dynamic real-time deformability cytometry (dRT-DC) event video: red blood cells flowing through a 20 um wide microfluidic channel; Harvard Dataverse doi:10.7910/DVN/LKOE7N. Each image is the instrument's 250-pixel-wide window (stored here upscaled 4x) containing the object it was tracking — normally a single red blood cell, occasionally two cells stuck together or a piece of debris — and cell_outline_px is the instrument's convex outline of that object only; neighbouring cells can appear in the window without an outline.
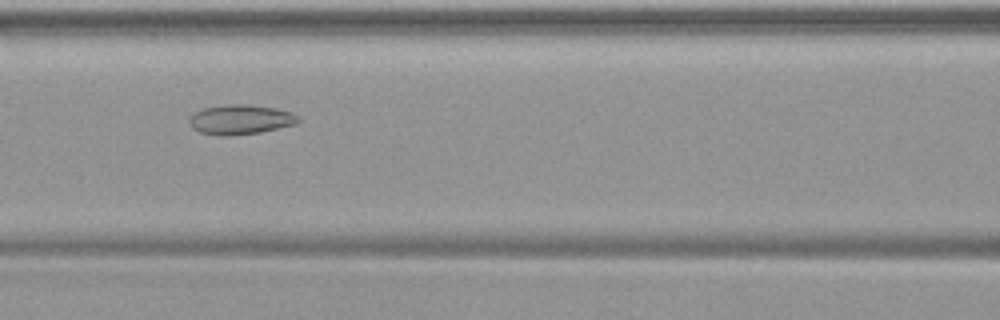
{"species": "common noctule bat (a hibernating species)", "species_latin": "Nyctalus noctula", "temperature_condition": "warm", "stored_images_in_passage": 41, "camera_frame_rate_fps": 3000, "um_per_image_px": 0.085, "animal": {"sex": "female", "body_mass_g": 19.9}, "frame": {"image": 1, "passage_image": 19, "time_ms": 6.0, "image_size_px": [1000, 320], "cell_outline_px": [[300, 120], [296, 124], [260, 132], [228, 136], [220, 136], [200, 132], [192, 128], [188, 124], [188, 116], [204, 108], [228, 104], [244, 104], [276, 108], [292, 112], [300, 116]], "centroid_in_image_um": [20.43, 10.16], "position_along_channel_um": 146.2, "area_um2": 19.02}}
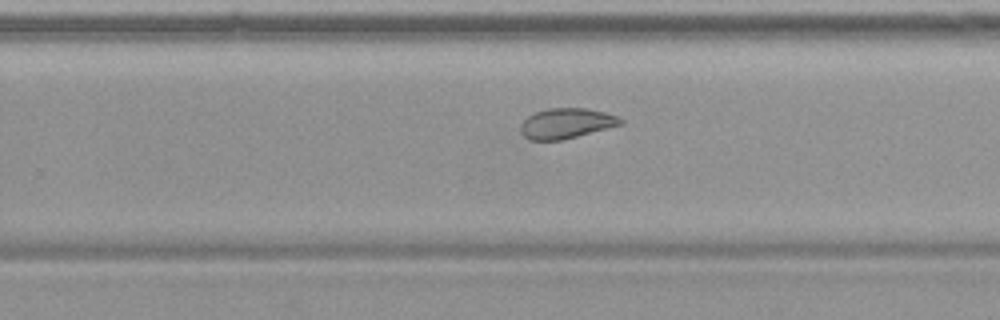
{"frame": {"image": 2, "passage_image": 29, "time_ms": 9.333, "image_size_px": [1000, 320], "cell_outline_px": [[624, 124], [560, 140], [528, 140], [520, 132], [520, 124], [528, 116], [536, 112], [548, 108], [588, 108], [620, 116], [624, 120]], "centroid_in_image_um": [48.15, 10.48], "position_along_channel_um": 281.7, "area_um2": 17.69}}
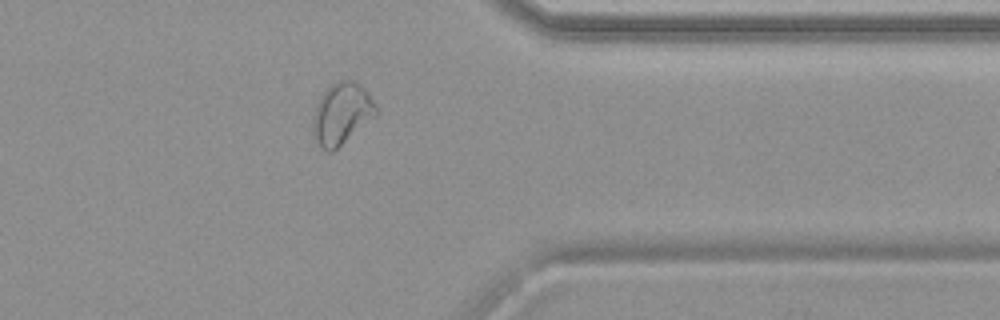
{"frame": {"image": 3, "passage_image": 37, "time_ms": 12.0, "image_size_px": [1000, 320], "cell_outline_px": [[376, 116], [332, 152], [328, 152], [320, 148], [312, 136], [312, 116], [316, 104], [320, 96], [332, 84], [340, 80], [352, 80], [360, 84], [368, 92], [376, 108]], "centroid_in_image_um": [29.0, 9.68], "position_along_channel_um": 382.4, "area_um2": 22.72}}